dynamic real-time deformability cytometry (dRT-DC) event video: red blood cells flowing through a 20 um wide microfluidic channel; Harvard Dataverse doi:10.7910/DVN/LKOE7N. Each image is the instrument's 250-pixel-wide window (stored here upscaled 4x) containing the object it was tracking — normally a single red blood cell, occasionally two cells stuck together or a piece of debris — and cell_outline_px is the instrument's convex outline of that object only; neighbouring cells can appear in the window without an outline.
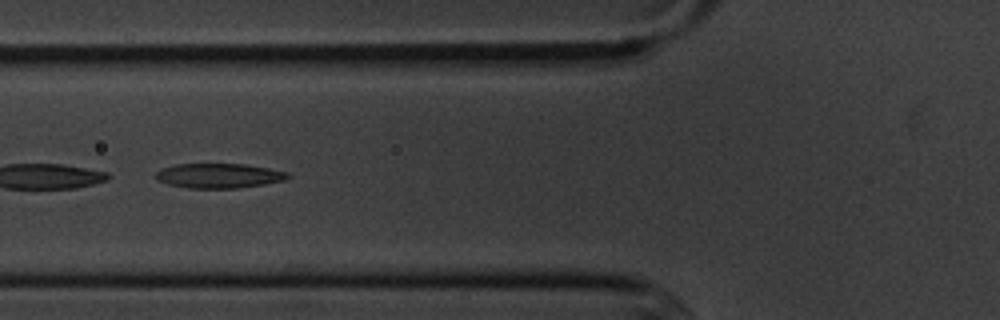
{"species": "common noctule bat (a hibernating species)", "species_latin": "Nyctalus noctula", "temperature_condition": "cold", "stored_images_in_passage": 6, "camera_frame_rate_fps": 3000, "um_per_image_px": 0.085, "animal": {"sex": "male", "body_mass_g": 20.1, "forearm_length_mm": 53.5}, "frame": {"image": 1, "passage_image": 6, "time_ms": 6.0, "image_size_px": [1000, 320], "cell_outline_px": [[288, 176], [284, 180], [264, 184], [236, 188], [188, 188], [168, 184], [156, 180], [156, 172], [160, 168], [176, 164], [244, 164], [268, 168], [288, 172]], "centroid_in_image_um": [18.55, 14.93], "position_along_channel_um": 107.2, "area_um2": 18.9}}